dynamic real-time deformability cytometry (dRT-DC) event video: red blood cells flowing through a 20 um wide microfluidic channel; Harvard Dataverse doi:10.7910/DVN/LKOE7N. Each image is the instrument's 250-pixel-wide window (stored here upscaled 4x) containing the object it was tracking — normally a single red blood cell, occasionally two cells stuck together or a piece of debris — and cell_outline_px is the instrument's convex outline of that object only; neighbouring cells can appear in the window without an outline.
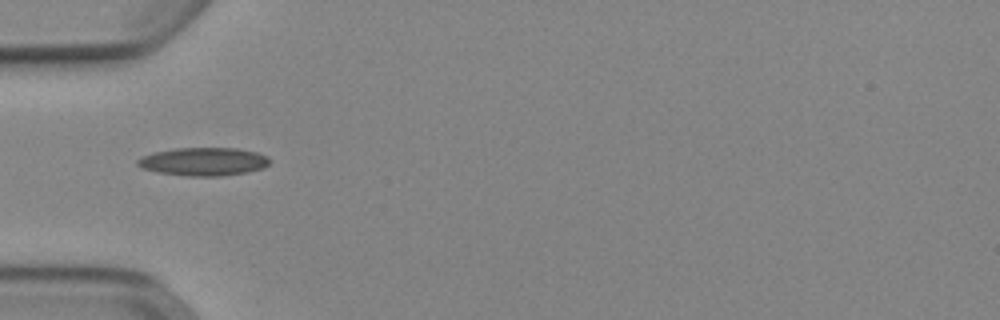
{"species": "Egyptian fruit bat (a non-hibernating species)", "species_latin": "Rousettus aegyptiacus", "temperature_condition": "cold", "stored_images_in_passage": 36, "camera_frame_rate_fps": 3000, "um_per_image_px": 0.085, "animal": {"sex": "female"}, "frame": {"image": 1, "passage_image": 1, "time_ms": 0.0, "image_size_px": [1000, 320], "cell_outline_px": [[272, 160], [264, 168], [244, 172], [220, 176], [188, 176], [156, 172], [140, 168], [136, 164], [136, 160], [140, 156], [152, 152], [176, 148], [236, 148], [256, 152], [268, 156]], "centroid_in_image_um": [17.25, 13.73], "position_along_channel_um": 67.7, "area_um2": 21.91}}
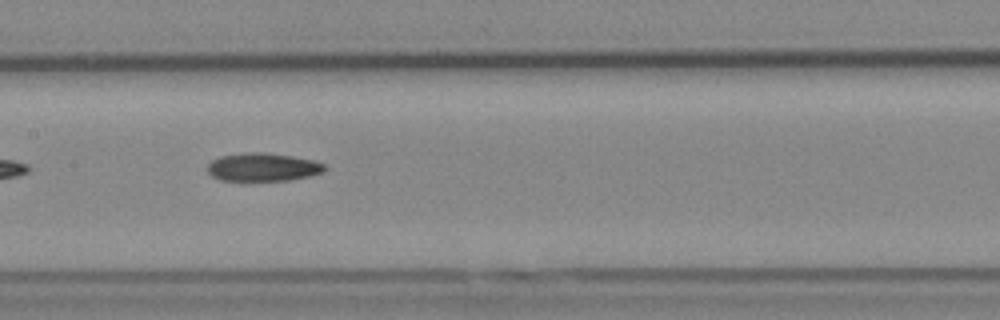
{"frame": {"image": 2, "passage_image": 10, "time_ms": 3.0, "image_size_px": [1000, 320], "cell_outline_px": [[328, 168], [324, 172], [312, 176], [292, 180], [244, 184], [220, 180], [212, 176], [208, 172], [208, 164], [212, 160], [220, 156], [248, 152], [264, 152], [292, 156], [312, 160], [324, 164]], "centroid_in_image_um": [22.33, 14.27], "position_along_channel_um": 185.1, "area_um2": 20.35}}
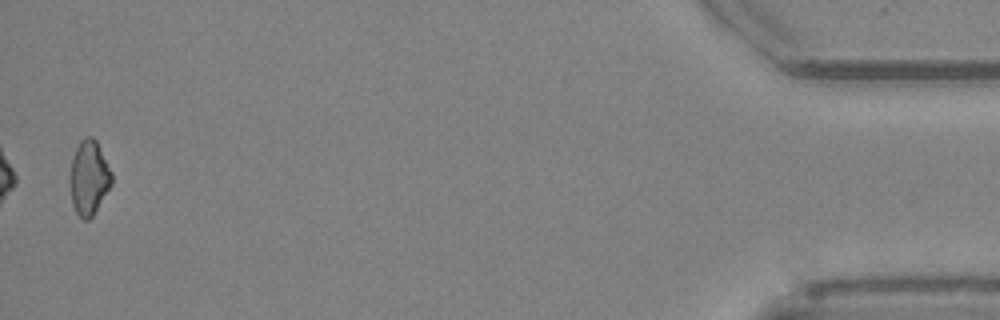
{"frame": {"image": 3, "passage_image": 35, "time_ms": 11.333, "image_size_px": [1000, 320], "cell_outline_px": [[112, 184], [92, 216], [88, 220], [84, 220], [76, 212], [72, 204], [68, 184], [68, 176], [72, 156], [80, 140], [84, 136], [92, 136], [96, 140], [112, 172]], "centroid_in_image_um": [7.52, 15.08], "position_along_channel_um": 427.7, "area_um2": 18.44}, "authors_computed_cell_mechanics": {"area_um2": 19.0162, "velocity_mm_per_s": 3.9405, "shape_relaxation_time_tau1_ms": 9.8637, "shape_relaxation_time_tau2_ms": null, "deformation_change_tau1": 0.1855, "deformation_change_tau2": null}}